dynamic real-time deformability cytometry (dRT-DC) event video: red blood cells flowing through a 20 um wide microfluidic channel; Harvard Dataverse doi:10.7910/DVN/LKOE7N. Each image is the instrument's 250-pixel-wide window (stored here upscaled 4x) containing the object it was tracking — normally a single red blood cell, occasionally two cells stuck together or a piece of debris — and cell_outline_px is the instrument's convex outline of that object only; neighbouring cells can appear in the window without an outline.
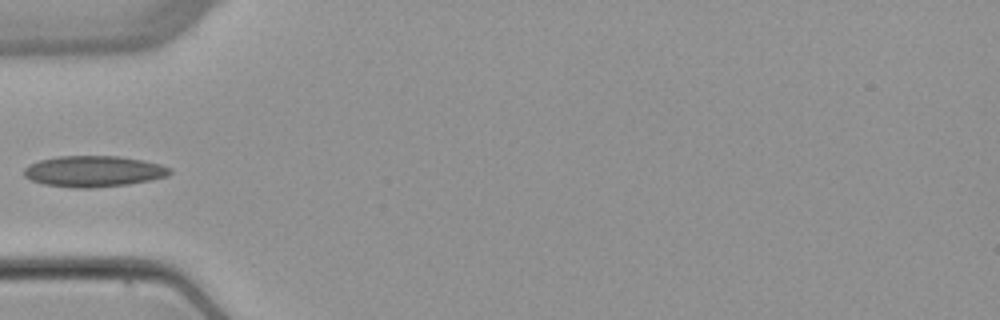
{"species": "common noctule bat (a hibernating species)", "species_latin": "Nyctalus noctula", "temperature_condition": "warm", "stored_images_in_passage": 5, "camera_frame_rate_fps": 3000, "um_per_image_px": 0.085, "animal": {"sex": "female", "body_mass_g": 22.7, "forearm_length_mm": 54.2}, "frame": {"image": 1, "passage_image": 5, "time_ms": 5.0, "image_size_px": [1000, 320], "cell_outline_px": [[172, 172], [168, 176], [152, 180], [128, 184], [92, 188], [72, 188], [44, 184], [32, 180], [24, 176], [24, 168], [28, 164], [40, 160], [56, 156], [120, 156], [144, 160], [160, 164], [172, 168]], "centroid_in_image_um": [7.98, 14.56], "position_along_channel_um": 77.0, "area_um2": 26.65}}